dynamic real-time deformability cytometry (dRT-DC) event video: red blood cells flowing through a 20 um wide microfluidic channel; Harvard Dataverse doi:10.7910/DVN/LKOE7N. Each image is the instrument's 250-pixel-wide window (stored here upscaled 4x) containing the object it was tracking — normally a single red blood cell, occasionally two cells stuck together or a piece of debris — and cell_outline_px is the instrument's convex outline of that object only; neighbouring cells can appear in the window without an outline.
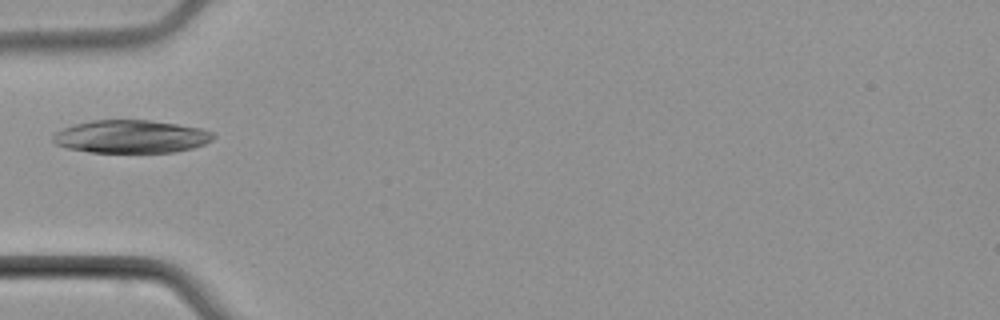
{"species": "common noctule bat (a hibernating species)", "species_latin": "Nyctalus noctula", "temperature_condition": "cold", "stored_images_in_passage": 1, "camera_frame_rate_fps": 3000, "um_per_image_px": 0.085, "animal": {"sex": "male", "body_mass_g": 21.5, "forearm_length_mm": 52.0}, "frame": {"image": 1, "passage_image": 1, "time_ms": 0.0, "image_size_px": [1000, 320], "cell_outline_px": [[216, 136], [212, 140], [204, 144], [192, 148], [176, 152], [88, 152], [68, 148], [56, 144], [52, 140], [52, 136], [56, 132], [72, 124], [92, 120], [148, 120], [176, 124], [200, 128], [212, 132]], "centroid_in_image_um": [11.13, 11.61], "position_along_channel_um": 73.9, "area_um2": 30.75}}